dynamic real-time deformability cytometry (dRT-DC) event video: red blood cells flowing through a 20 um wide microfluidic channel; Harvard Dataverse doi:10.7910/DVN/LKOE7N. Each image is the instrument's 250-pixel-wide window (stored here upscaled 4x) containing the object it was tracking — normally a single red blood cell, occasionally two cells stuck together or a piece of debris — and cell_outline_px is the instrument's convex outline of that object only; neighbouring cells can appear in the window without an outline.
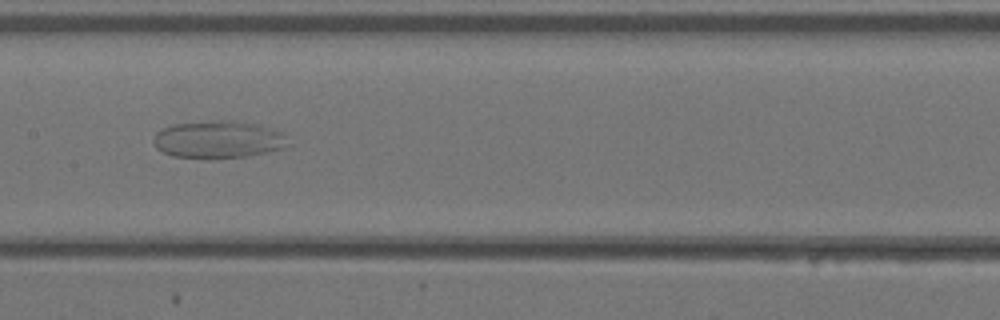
{"species": "Egyptian fruit bat (a non-hibernating species)", "species_latin": "Rousettus aegyptiacus", "temperature_condition": "warm", "stored_images_in_passage": 35, "camera_frame_rate_fps": 3000, "um_per_image_px": 0.085, "animal": {"sex": "female"}, "frame": {"image": 1, "passage_image": 15, "time_ms": 4.667, "image_size_px": [1000, 320], "cell_outline_px": [[284, 148], [248, 156], [212, 160], [172, 156], [156, 148], [152, 140], [156, 132], [160, 128], [172, 124], [216, 120], [252, 124], [280, 132], [284, 136]], "centroid_in_image_um": [18.41, 11.89], "position_along_channel_um": 189.0, "area_um2": 29.13}}
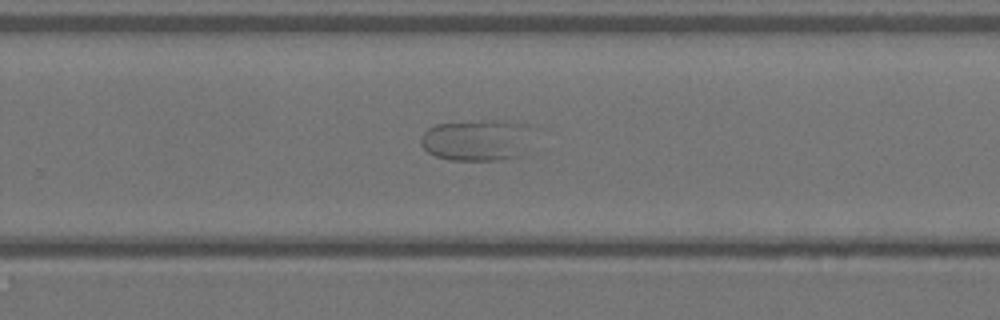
{"frame": {"image": 2, "passage_image": 21, "time_ms": 6.667, "image_size_px": [1000, 320], "cell_outline_px": [[528, 124], [520, 156], [500, 160], [448, 160], [436, 156], [428, 152], [420, 144], [420, 136], [428, 128], [436, 124], [480, 120], [508, 120]], "centroid_in_image_um": [40.41, 11.9], "position_along_channel_um": 289.4, "area_um2": 26.59}}
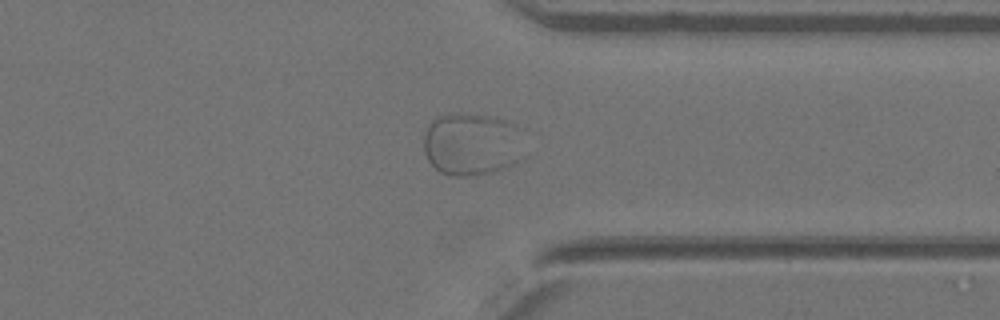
{"frame": {"image": 3, "passage_image": 26, "time_ms": 8.333, "image_size_px": [1000, 320], "cell_outline_px": [[516, 160], [512, 164], [504, 168], [488, 172], [464, 176], [448, 176], [440, 172], [428, 160], [424, 152], [424, 136], [428, 124], [436, 116], [456, 112], [496, 116], [512, 124]], "centroid_in_image_um": [39.88, 12.23], "position_along_channel_um": 371.5, "area_um2": 35.32}}